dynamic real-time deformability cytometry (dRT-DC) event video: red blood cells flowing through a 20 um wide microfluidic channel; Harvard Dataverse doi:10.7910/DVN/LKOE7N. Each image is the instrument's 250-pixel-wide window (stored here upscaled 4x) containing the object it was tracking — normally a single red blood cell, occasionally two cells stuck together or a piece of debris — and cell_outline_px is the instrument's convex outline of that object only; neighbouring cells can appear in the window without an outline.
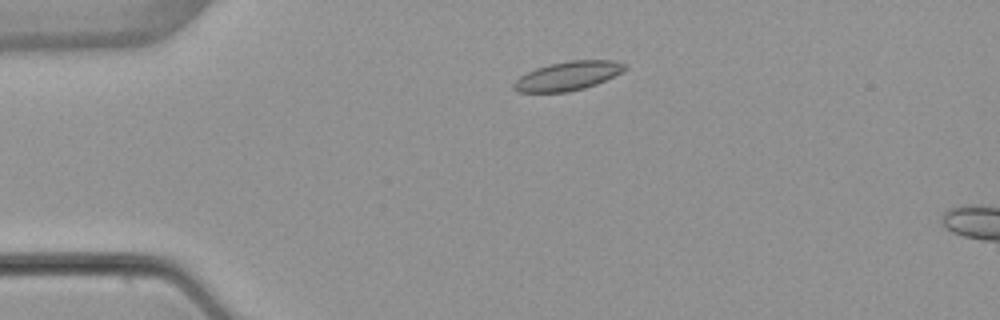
{"species": "common noctule bat (a hibernating species)", "species_latin": "Nyctalus noctula", "temperature_condition": "warm", "stored_images_in_passage": 3, "camera_frame_rate_fps": 3000, "um_per_image_px": 0.085, "animal": {"sex": "female", "body_mass_g": 22.7, "forearm_length_mm": 54.2}, "frame": {"image": 1, "passage_image": 1, "time_ms": 0.0, "image_size_px": [1000, 320], "cell_outline_px": [[628, 68], [596, 84], [584, 88], [568, 92], [520, 92], [512, 88], [512, 84], [520, 76], [536, 68], [548, 64], [568, 60], [616, 60], [628, 64]], "centroid_in_image_um": [48.27, 6.44], "position_along_channel_um": 36.7, "area_um2": 18.73}}